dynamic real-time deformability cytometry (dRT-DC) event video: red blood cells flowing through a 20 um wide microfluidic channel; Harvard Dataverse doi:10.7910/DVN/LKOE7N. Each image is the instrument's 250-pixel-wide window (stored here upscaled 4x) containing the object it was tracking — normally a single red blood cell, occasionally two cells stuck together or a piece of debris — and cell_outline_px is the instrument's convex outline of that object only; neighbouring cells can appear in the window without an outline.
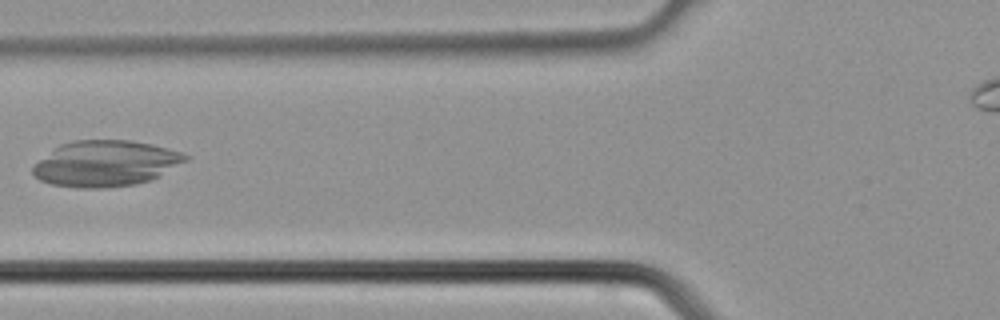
{"species": "common noctule bat (a hibernating species)", "species_latin": "Nyctalus noctula", "temperature_condition": "cold", "stored_images_in_passage": 26, "camera_frame_rate_fps": 3000, "um_per_image_px": 0.085, "animal": {"sex": "male", "body_mass_g": 21.5, "forearm_length_mm": 52.0}, "frame": {"image": 1, "passage_image": 6, "time_ms": 1.667, "image_size_px": [1000, 320], "cell_outline_px": [[192, 156], [188, 160], [160, 176], [152, 180], [136, 184], [104, 188], [76, 188], [52, 184], [40, 180], [32, 172], [32, 164], [60, 144], [72, 140], [132, 140], [152, 144], [184, 152]], "centroid_in_image_um": [9.01, 13.89], "position_along_channel_um": 116.8, "area_um2": 41.33}}
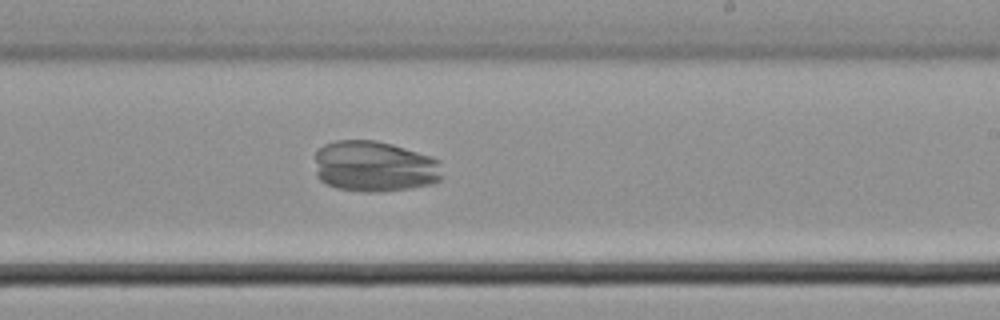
{"frame": {"image": 2, "passage_image": 14, "time_ms": 4.333, "image_size_px": [1000, 320], "cell_outline_px": [[440, 180], [428, 184], [408, 188], [376, 192], [368, 192], [336, 188], [320, 180], [316, 176], [316, 148], [324, 144], [336, 140], [376, 140], [392, 144], [432, 156], [440, 160]], "centroid_in_image_um": [31.79, 14.12], "position_along_channel_um": 257.2, "area_um2": 37.92}}
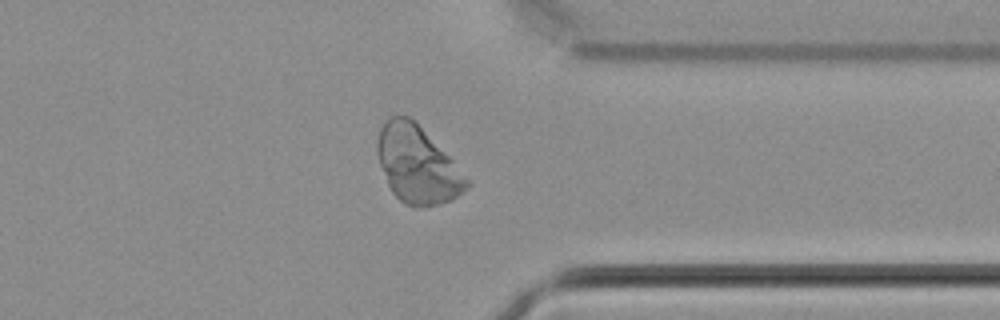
{"frame": {"image": 3, "passage_image": 21, "time_ms": 6.667, "image_size_px": [1000, 320], "cell_outline_px": [[472, 184], [468, 188], [452, 200], [440, 204], [424, 208], [412, 208], [404, 204], [392, 192], [388, 184], [380, 164], [376, 152], [376, 144], [380, 128], [392, 116], [408, 116], [452, 160]], "centroid_in_image_um": [35.46, 14.07], "position_along_channel_um": 375.9, "area_um2": 39.65}}